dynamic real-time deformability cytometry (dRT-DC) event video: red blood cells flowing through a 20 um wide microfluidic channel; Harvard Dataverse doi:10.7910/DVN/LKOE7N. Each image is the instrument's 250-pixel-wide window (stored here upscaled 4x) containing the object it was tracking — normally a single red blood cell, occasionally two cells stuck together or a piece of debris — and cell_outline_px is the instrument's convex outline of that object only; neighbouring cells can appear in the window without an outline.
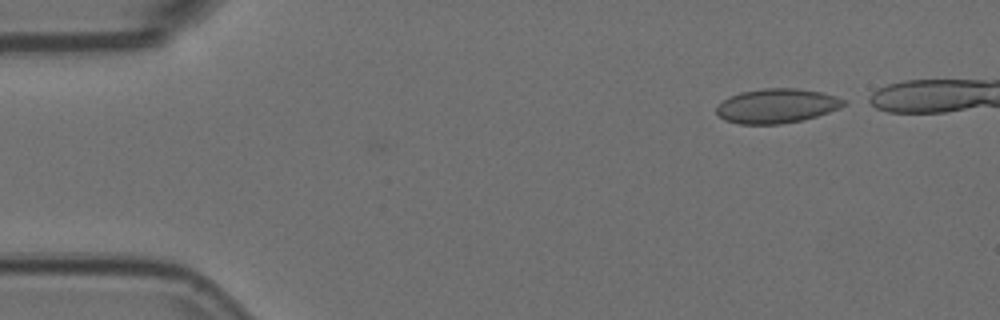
{"species": "Egyptian fruit bat (a non-hibernating species)", "species_latin": "Rousettus aegyptiacus", "temperature_condition": "room temperature", "stored_images_in_passage": 2, "camera_frame_rate_fps": 3000, "um_per_image_px": 0.085, "animal": {"sex": "female"}, "frame": {"image": 1, "passage_image": 2, "time_ms": 0.333, "image_size_px": [1000, 320], "cell_outline_px": [[848, 104], [840, 108], [804, 120], [780, 124], [740, 124], [724, 120], [716, 112], [716, 108], [728, 96], [740, 92], [764, 88], [796, 88], [820, 92], [836, 96], [848, 100]], "centroid_in_image_um": [66.05, 9.0], "position_along_channel_um": 18.9, "area_um2": 25.66}}